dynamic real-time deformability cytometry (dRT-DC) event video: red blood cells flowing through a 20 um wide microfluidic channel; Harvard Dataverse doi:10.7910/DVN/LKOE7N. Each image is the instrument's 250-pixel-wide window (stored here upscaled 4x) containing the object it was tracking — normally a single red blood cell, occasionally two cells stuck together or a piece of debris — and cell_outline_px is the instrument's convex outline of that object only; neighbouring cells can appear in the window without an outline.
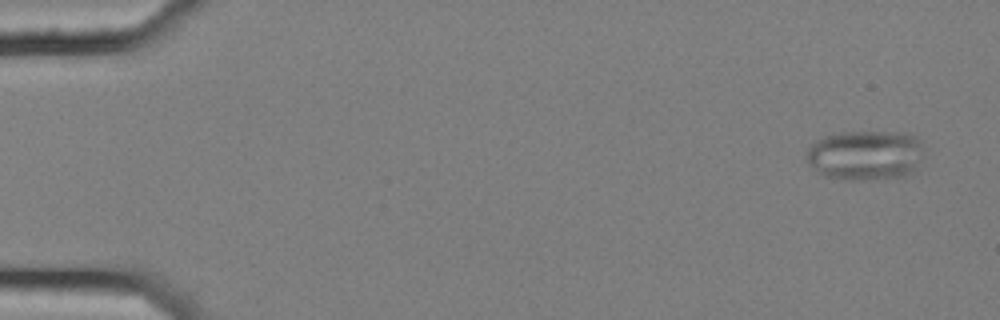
{"species": "common noctule bat (a hibernating species)", "species_latin": "Nyctalus noctula", "temperature_condition": "cold", "stored_images_in_passage": 5, "camera_frame_rate_fps": 3000, "um_per_image_px": 0.085, "animal": {"sex": "female", "body_mass_g": 25.1}, "frame": {"image": 1, "passage_image": 1, "time_ms": 0.0, "image_size_px": [1000, 320], "cell_outline_px": [[924, 156], [912, 172], [904, 176], [860, 180], [844, 180], [824, 176], [812, 168], [808, 164], [808, 148], [816, 140], [824, 136], [840, 132], [904, 132], [916, 136], [920, 144]], "centroid_in_image_um": [73.55, 13.19], "position_along_channel_um": 11.4, "area_um2": 34.28}}